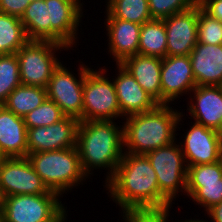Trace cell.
<instances>
[{"label":"cell","mask_w":222,"mask_h":222,"mask_svg":"<svg viewBox=\"0 0 222 222\" xmlns=\"http://www.w3.org/2000/svg\"><path fill=\"white\" fill-rule=\"evenodd\" d=\"M2 204H3V197L0 193V216H1V213H2Z\"/></svg>","instance_id":"cell-38"},{"label":"cell","mask_w":222,"mask_h":222,"mask_svg":"<svg viewBox=\"0 0 222 222\" xmlns=\"http://www.w3.org/2000/svg\"><path fill=\"white\" fill-rule=\"evenodd\" d=\"M66 46L53 41L29 40L15 54L19 63L21 85L46 88L53 72L61 63L56 57Z\"/></svg>","instance_id":"cell-7"},{"label":"cell","mask_w":222,"mask_h":222,"mask_svg":"<svg viewBox=\"0 0 222 222\" xmlns=\"http://www.w3.org/2000/svg\"><path fill=\"white\" fill-rule=\"evenodd\" d=\"M206 214L212 219L211 222H222V202L208 209Z\"/></svg>","instance_id":"cell-35"},{"label":"cell","mask_w":222,"mask_h":222,"mask_svg":"<svg viewBox=\"0 0 222 222\" xmlns=\"http://www.w3.org/2000/svg\"><path fill=\"white\" fill-rule=\"evenodd\" d=\"M186 194L205 211L222 202V159L188 167Z\"/></svg>","instance_id":"cell-11"},{"label":"cell","mask_w":222,"mask_h":222,"mask_svg":"<svg viewBox=\"0 0 222 222\" xmlns=\"http://www.w3.org/2000/svg\"><path fill=\"white\" fill-rule=\"evenodd\" d=\"M116 124L113 120L83 121L77 129L76 147L84 174L89 178L92 170L106 168L105 184L114 176L125 153L123 125Z\"/></svg>","instance_id":"cell-2"},{"label":"cell","mask_w":222,"mask_h":222,"mask_svg":"<svg viewBox=\"0 0 222 222\" xmlns=\"http://www.w3.org/2000/svg\"><path fill=\"white\" fill-rule=\"evenodd\" d=\"M197 0H148L152 19H165L173 14L187 11Z\"/></svg>","instance_id":"cell-31"},{"label":"cell","mask_w":222,"mask_h":222,"mask_svg":"<svg viewBox=\"0 0 222 222\" xmlns=\"http://www.w3.org/2000/svg\"><path fill=\"white\" fill-rule=\"evenodd\" d=\"M27 158L47 188L62 197L88 178L82 170L77 147L31 153Z\"/></svg>","instance_id":"cell-4"},{"label":"cell","mask_w":222,"mask_h":222,"mask_svg":"<svg viewBox=\"0 0 222 222\" xmlns=\"http://www.w3.org/2000/svg\"><path fill=\"white\" fill-rule=\"evenodd\" d=\"M49 191L27 157L6 158L0 163V193L3 198L47 194Z\"/></svg>","instance_id":"cell-10"},{"label":"cell","mask_w":222,"mask_h":222,"mask_svg":"<svg viewBox=\"0 0 222 222\" xmlns=\"http://www.w3.org/2000/svg\"><path fill=\"white\" fill-rule=\"evenodd\" d=\"M6 159V156L2 153L0 149V163H2Z\"/></svg>","instance_id":"cell-37"},{"label":"cell","mask_w":222,"mask_h":222,"mask_svg":"<svg viewBox=\"0 0 222 222\" xmlns=\"http://www.w3.org/2000/svg\"><path fill=\"white\" fill-rule=\"evenodd\" d=\"M51 22V41L71 48L78 41V26L83 15L81 0H45ZM76 36V37H75ZM76 39V40H75Z\"/></svg>","instance_id":"cell-14"},{"label":"cell","mask_w":222,"mask_h":222,"mask_svg":"<svg viewBox=\"0 0 222 222\" xmlns=\"http://www.w3.org/2000/svg\"><path fill=\"white\" fill-rule=\"evenodd\" d=\"M178 222H179V221H178ZM180 222H208V221L199 220V219H196V220H195V219H194V220H193V219H191V220H190V219H189V220L186 219V220L180 221ZM209 222H210V221H209Z\"/></svg>","instance_id":"cell-36"},{"label":"cell","mask_w":222,"mask_h":222,"mask_svg":"<svg viewBox=\"0 0 222 222\" xmlns=\"http://www.w3.org/2000/svg\"><path fill=\"white\" fill-rule=\"evenodd\" d=\"M169 106L170 104H159L151 111L124 118V152L145 155L177 140L176 128L185 114Z\"/></svg>","instance_id":"cell-3"},{"label":"cell","mask_w":222,"mask_h":222,"mask_svg":"<svg viewBox=\"0 0 222 222\" xmlns=\"http://www.w3.org/2000/svg\"><path fill=\"white\" fill-rule=\"evenodd\" d=\"M146 208V209H126L122 210L124 222H169L168 216L170 208Z\"/></svg>","instance_id":"cell-32"},{"label":"cell","mask_w":222,"mask_h":222,"mask_svg":"<svg viewBox=\"0 0 222 222\" xmlns=\"http://www.w3.org/2000/svg\"><path fill=\"white\" fill-rule=\"evenodd\" d=\"M191 125L182 139L184 142H179L187 167L220 161L222 134L196 122Z\"/></svg>","instance_id":"cell-12"},{"label":"cell","mask_w":222,"mask_h":222,"mask_svg":"<svg viewBox=\"0 0 222 222\" xmlns=\"http://www.w3.org/2000/svg\"><path fill=\"white\" fill-rule=\"evenodd\" d=\"M198 43L222 44V22L206 14L198 4Z\"/></svg>","instance_id":"cell-30"},{"label":"cell","mask_w":222,"mask_h":222,"mask_svg":"<svg viewBox=\"0 0 222 222\" xmlns=\"http://www.w3.org/2000/svg\"><path fill=\"white\" fill-rule=\"evenodd\" d=\"M197 3L206 14L222 22V0H197Z\"/></svg>","instance_id":"cell-34"},{"label":"cell","mask_w":222,"mask_h":222,"mask_svg":"<svg viewBox=\"0 0 222 222\" xmlns=\"http://www.w3.org/2000/svg\"><path fill=\"white\" fill-rule=\"evenodd\" d=\"M21 85L16 54H0V105L9 94Z\"/></svg>","instance_id":"cell-28"},{"label":"cell","mask_w":222,"mask_h":222,"mask_svg":"<svg viewBox=\"0 0 222 222\" xmlns=\"http://www.w3.org/2000/svg\"><path fill=\"white\" fill-rule=\"evenodd\" d=\"M116 66L118 74L112 79L121 114L126 117L155 109L159 103L140 86L127 69L121 64Z\"/></svg>","instance_id":"cell-18"},{"label":"cell","mask_w":222,"mask_h":222,"mask_svg":"<svg viewBox=\"0 0 222 222\" xmlns=\"http://www.w3.org/2000/svg\"><path fill=\"white\" fill-rule=\"evenodd\" d=\"M46 98L45 88L20 85L9 94L3 106L23 118L40 106Z\"/></svg>","instance_id":"cell-25"},{"label":"cell","mask_w":222,"mask_h":222,"mask_svg":"<svg viewBox=\"0 0 222 222\" xmlns=\"http://www.w3.org/2000/svg\"><path fill=\"white\" fill-rule=\"evenodd\" d=\"M28 41L21 19L0 13V54H15Z\"/></svg>","instance_id":"cell-26"},{"label":"cell","mask_w":222,"mask_h":222,"mask_svg":"<svg viewBox=\"0 0 222 222\" xmlns=\"http://www.w3.org/2000/svg\"><path fill=\"white\" fill-rule=\"evenodd\" d=\"M191 92L187 110L194 122L222 134V86H196Z\"/></svg>","instance_id":"cell-17"},{"label":"cell","mask_w":222,"mask_h":222,"mask_svg":"<svg viewBox=\"0 0 222 222\" xmlns=\"http://www.w3.org/2000/svg\"><path fill=\"white\" fill-rule=\"evenodd\" d=\"M106 68L97 71L92 68L84 77L83 121L116 120L125 118L121 114L113 80L104 76ZM112 81V82H111Z\"/></svg>","instance_id":"cell-8"},{"label":"cell","mask_w":222,"mask_h":222,"mask_svg":"<svg viewBox=\"0 0 222 222\" xmlns=\"http://www.w3.org/2000/svg\"><path fill=\"white\" fill-rule=\"evenodd\" d=\"M121 65L131 73L140 86L159 104H162V58L136 54L127 57Z\"/></svg>","instance_id":"cell-21"},{"label":"cell","mask_w":222,"mask_h":222,"mask_svg":"<svg viewBox=\"0 0 222 222\" xmlns=\"http://www.w3.org/2000/svg\"><path fill=\"white\" fill-rule=\"evenodd\" d=\"M189 56L196 86H222V44L197 42Z\"/></svg>","instance_id":"cell-20"},{"label":"cell","mask_w":222,"mask_h":222,"mask_svg":"<svg viewBox=\"0 0 222 222\" xmlns=\"http://www.w3.org/2000/svg\"><path fill=\"white\" fill-rule=\"evenodd\" d=\"M107 194L121 210L160 208L156 173L144 154L124 153L114 176L106 183Z\"/></svg>","instance_id":"cell-1"},{"label":"cell","mask_w":222,"mask_h":222,"mask_svg":"<svg viewBox=\"0 0 222 222\" xmlns=\"http://www.w3.org/2000/svg\"><path fill=\"white\" fill-rule=\"evenodd\" d=\"M167 34L164 20L151 19L141 25L139 54L165 58L167 56Z\"/></svg>","instance_id":"cell-24"},{"label":"cell","mask_w":222,"mask_h":222,"mask_svg":"<svg viewBox=\"0 0 222 222\" xmlns=\"http://www.w3.org/2000/svg\"><path fill=\"white\" fill-rule=\"evenodd\" d=\"M104 24L109 41L108 52L116 64H121L127 57L139 54L140 24L118 18H106Z\"/></svg>","instance_id":"cell-19"},{"label":"cell","mask_w":222,"mask_h":222,"mask_svg":"<svg viewBox=\"0 0 222 222\" xmlns=\"http://www.w3.org/2000/svg\"><path fill=\"white\" fill-rule=\"evenodd\" d=\"M21 22L29 40L51 41V22L45 0L30 2Z\"/></svg>","instance_id":"cell-23"},{"label":"cell","mask_w":222,"mask_h":222,"mask_svg":"<svg viewBox=\"0 0 222 222\" xmlns=\"http://www.w3.org/2000/svg\"><path fill=\"white\" fill-rule=\"evenodd\" d=\"M162 104H169L196 87L189 55L166 56L161 66ZM190 91V92H189Z\"/></svg>","instance_id":"cell-16"},{"label":"cell","mask_w":222,"mask_h":222,"mask_svg":"<svg viewBox=\"0 0 222 222\" xmlns=\"http://www.w3.org/2000/svg\"><path fill=\"white\" fill-rule=\"evenodd\" d=\"M0 149L6 158L27 157L24 119L0 105Z\"/></svg>","instance_id":"cell-22"},{"label":"cell","mask_w":222,"mask_h":222,"mask_svg":"<svg viewBox=\"0 0 222 222\" xmlns=\"http://www.w3.org/2000/svg\"><path fill=\"white\" fill-rule=\"evenodd\" d=\"M29 4V0H0V13L21 19Z\"/></svg>","instance_id":"cell-33"},{"label":"cell","mask_w":222,"mask_h":222,"mask_svg":"<svg viewBox=\"0 0 222 222\" xmlns=\"http://www.w3.org/2000/svg\"><path fill=\"white\" fill-rule=\"evenodd\" d=\"M60 197L51 190L47 194L4 197L0 222H67Z\"/></svg>","instance_id":"cell-5"},{"label":"cell","mask_w":222,"mask_h":222,"mask_svg":"<svg viewBox=\"0 0 222 222\" xmlns=\"http://www.w3.org/2000/svg\"><path fill=\"white\" fill-rule=\"evenodd\" d=\"M79 122L75 118L64 117L49 126L27 128V155L76 147Z\"/></svg>","instance_id":"cell-13"},{"label":"cell","mask_w":222,"mask_h":222,"mask_svg":"<svg viewBox=\"0 0 222 222\" xmlns=\"http://www.w3.org/2000/svg\"><path fill=\"white\" fill-rule=\"evenodd\" d=\"M163 20L167 34V56L189 55L198 42V3L187 11Z\"/></svg>","instance_id":"cell-15"},{"label":"cell","mask_w":222,"mask_h":222,"mask_svg":"<svg viewBox=\"0 0 222 222\" xmlns=\"http://www.w3.org/2000/svg\"><path fill=\"white\" fill-rule=\"evenodd\" d=\"M64 117L60 107L53 100L46 98L40 106L29 112L23 119L27 128H35L52 125Z\"/></svg>","instance_id":"cell-29"},{"label":"cell","mask_w":222,"mask_h":222,"mask_svg":"<svg viewBox=\"0 0 222 222\" xmlns=\"http://www.w3.org/2000/svg\"><path fill=\"white\" fill-rule=\"evenodd\" d=\"M60 63L53 72L47 86V98L53 100L65 117L83 122V84L90 67L79 64L78 79Z\"/></svg>","instance_id":"cell-9"},{"label":"cell","mask_w":222,"mask_h":222,"mask_svg":"<svg viewBox=\"0 0 222 222\" xmlns=\"http://www.w3.org/2000/svg\"><path fill=\"white\" fill-rule=\"evenodd\" d=\"M145 155L157 176L160 208L172 206V201L176 200L178 192L186 193L187 186L188 167L180 143L176 144L175 140L173 143L149 151Z\"/></svg>","instance_id":"cell-6"},{"label":"cell","mask_w":222,"mask_h":222,"mask_svg":"<svg viewBox=\"0 0 222 222\" xmlns=\"http://www.w3.org/2000/svg\"><path fill=\"white\" fill-rule=\"evenodd\" d=\"M106 17L142 25L152 19L148 0H107Z\"/></svg>","instance_id":"cell-27"}]
</instances>
